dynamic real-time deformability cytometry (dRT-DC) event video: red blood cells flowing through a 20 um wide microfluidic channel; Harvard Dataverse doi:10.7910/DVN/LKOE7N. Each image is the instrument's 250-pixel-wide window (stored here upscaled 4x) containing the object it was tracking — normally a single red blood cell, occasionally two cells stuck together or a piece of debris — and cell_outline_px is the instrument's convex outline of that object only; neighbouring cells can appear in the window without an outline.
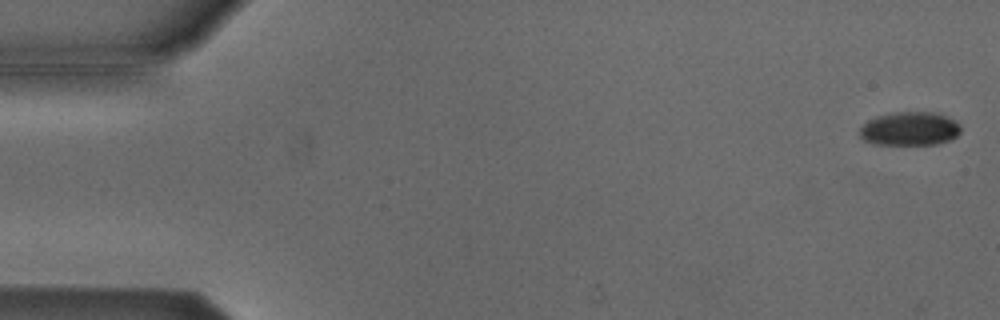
{"species": "Egyptian fruit bat (a non-hibernating species)", "species_latin": "Rousettus aegyptiacus", "temperature_condition": "cold", "stored_images_in_passage": 5, "segment_of_instrument_passage": [1, 2], "camera_frame_rate_fps": 3000, "um_per_image_px": 0.085, "animal": {"sex": "male"}, "frame": {"image": 1, "passage_image": 1, "time_ms": 0.0, "image_size_px": [1000, 320], "cell_outline_px": [[960, 132], [952, 140], [936, 144], [876, 144], [864, 140], [860, 136], [860, 128], [868, 120], [876, 116], [896, 112], [940, 112], [956, 120], [960, 124]], "centroid_in_image_um": [77.38, 10.93], "position_along_channel_um": 7.6, "area_um2": 20.0}}